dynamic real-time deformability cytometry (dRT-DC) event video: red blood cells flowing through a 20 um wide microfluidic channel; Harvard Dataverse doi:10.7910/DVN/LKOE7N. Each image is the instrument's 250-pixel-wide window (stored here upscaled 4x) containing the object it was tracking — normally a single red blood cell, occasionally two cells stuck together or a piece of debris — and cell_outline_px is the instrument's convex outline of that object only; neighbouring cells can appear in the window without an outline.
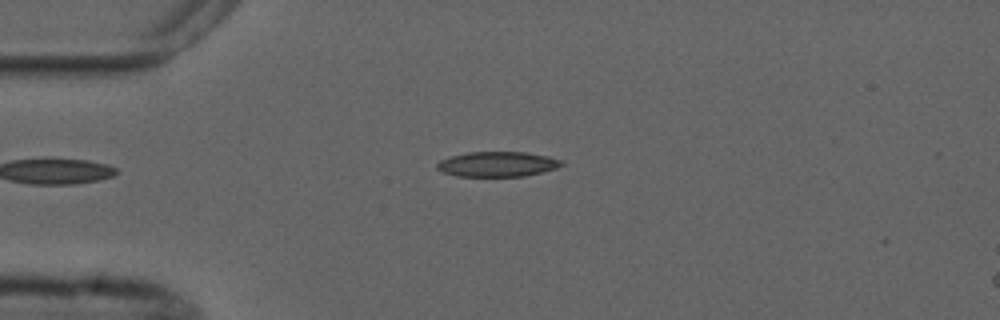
{"species": "common noctule bat (a hibernating species)", "species_latin": "Nyctalus noctula", "temperature_condition": "cold", "stored_images_in_passage": 4, "camera_frame_rate_fps": 3000, "um_per_image_px": 0.085, "animal": {"sex": "male", "forearm_length_mm": 52.5}, "frame": {"image": 1, "passage_image": 4, "time_ms": 3.333, "image_size_px": [1000, 320], "cell_outline_px": [[564, 164], [556, 168], [524, 176], [456, 176], [444, 172], [436, 168], [436, 164], [440, 160], [452, 156], [468, 152], [524, 152], [548, 156], [564, 160]], "centroid_in_image_um": [42.29, 13.95], "position_along_channel_um": 42.7, "area_um2": 18.09}}